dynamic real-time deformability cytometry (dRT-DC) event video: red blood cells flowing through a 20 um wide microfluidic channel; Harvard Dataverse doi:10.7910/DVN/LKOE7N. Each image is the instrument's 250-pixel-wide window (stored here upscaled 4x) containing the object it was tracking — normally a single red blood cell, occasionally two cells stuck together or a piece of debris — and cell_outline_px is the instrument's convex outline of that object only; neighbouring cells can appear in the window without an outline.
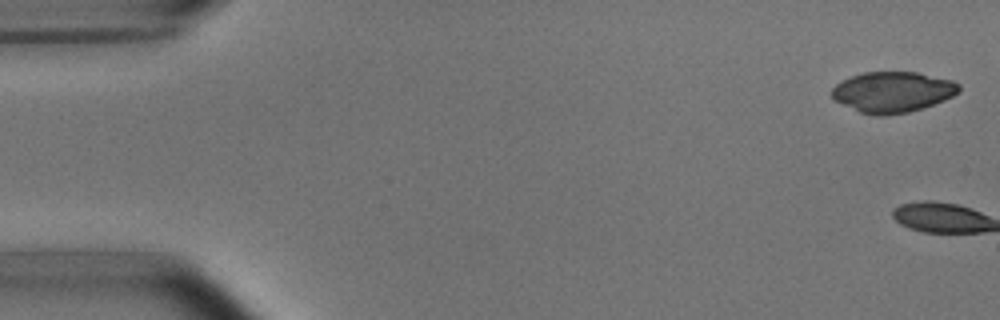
{"species": "common noctule bat (a hibernating species)", "species_latin": "Nyctalus noctula", "temperature_condition": "room temperature", "stored_images_in_passage": 5, "camera_frame_rate_fps": 3000, "um_per_image_px": 0.085, "animal": {"sex": "male", "body_mass_g": 15.6}, "frame": {"image": 1, "passage_image": 1, "time_ms": 0.0, "image_size_px": [1000, 320], "cell_outline_px": [[960, 88], [952, 96], [944, 100], [924, 108], [908, 112], [884, 116], [876, 116], [860, 112], [832, 100], [832, 88], [840, 80], [864, 72], [916, 72], [952, 80], [960, 84]], "centroid_in_image_um": [75.84, 7.83], "position_along_channel_um": 9.2, "area_um2": 30.23}}